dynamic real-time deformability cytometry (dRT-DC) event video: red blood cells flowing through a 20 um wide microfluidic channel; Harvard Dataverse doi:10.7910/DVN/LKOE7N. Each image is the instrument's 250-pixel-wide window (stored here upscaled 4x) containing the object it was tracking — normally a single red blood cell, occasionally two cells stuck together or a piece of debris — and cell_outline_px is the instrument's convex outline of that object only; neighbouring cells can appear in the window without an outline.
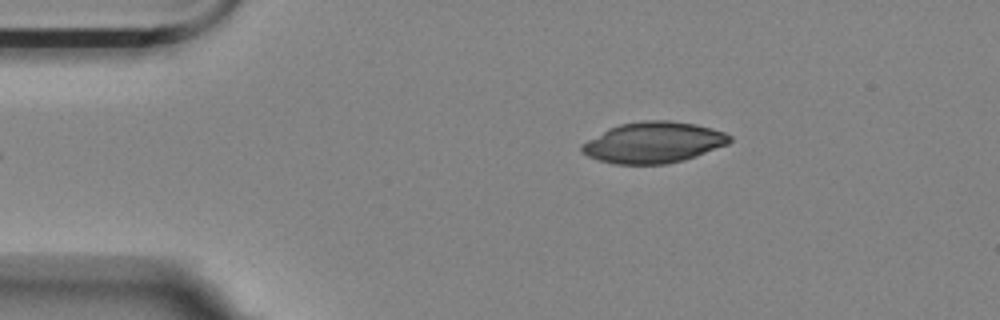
{"species": "Egyptian fruit bat (a non-hibernating species)", "species_latin": "Rousettus aegyptiacus", "temperature_condition": "room temperature", "stored_images_in_passage": 40, "camera_frame_rate_fps": 3000, "um_per_image_px": 0.085, "animal": {"sex": "female"}, "frame": {"image": 1, "passage_image": 1, "time_ms": 0.0, "image_size_px": [1000, 320], "cell_outline_px": [[732, 140], [728, 144], [696, 156], [684, 160], [664, 164], [616, 164], [600, 160], [588, 156], [580, 152], [580, 144], [608, 128], [620, 124], [644, 120], [668, 120], [696, 124], [712, 128], [724, 132], [732, 136]], "centroid_in_image_um": [55.54, 12.1], "position_along_channel_um": 29.5, "area_um2": 35.43}}
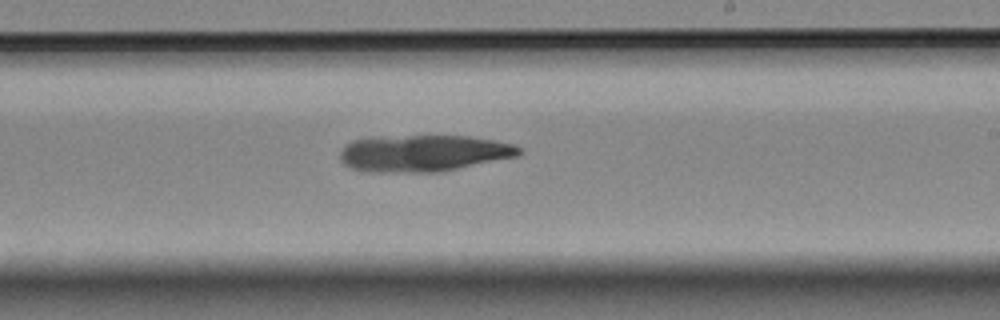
{"frame": {"image": 2, "passage_image": 24, "time_ms": 7.667, "image_size_px": [1000, 320], "cell_outline_px": [[524, 152], [520, 156], [440, 172], [368, 172], [352, 168], [344, 164], [340, 160], [340, 152], [344, 144], [352, 140], [412, 136], [468, 136], [492, 140], [512, 144], [520, 148]], "centroid_in_image_um": [36.03, 13.04], "position_along_channel_um": 253.0, "area_um2": 38.09}}
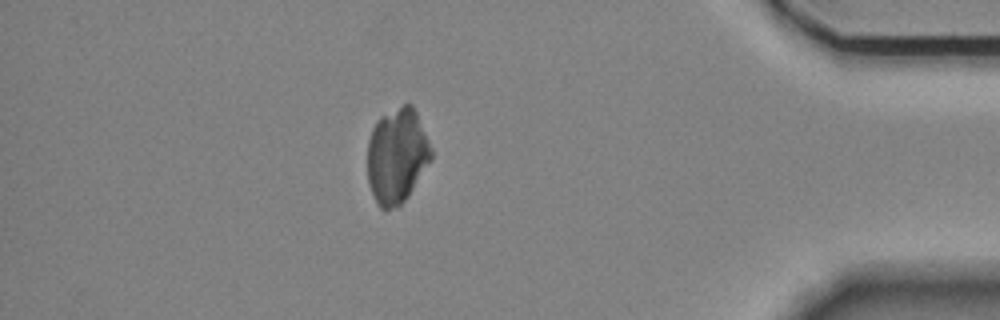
{"frame": {"image": 3, "passage_image": 40, "time_ms": 13.0, "image_size_px": [1000, 320], "cell_outline_px": [[432, 160], [408, 196], [400, 204], [384, 212], [380, 208], [368, 184], [368, 140], [372, 128], [376, 120], [380, 116], [404, 104], [412, 104], [416, 112], [432, 148]], "centroid_in_image_um": [33.74, 13.24], "position_along_channel_um": 401.5, "area_um2": 35.43}}